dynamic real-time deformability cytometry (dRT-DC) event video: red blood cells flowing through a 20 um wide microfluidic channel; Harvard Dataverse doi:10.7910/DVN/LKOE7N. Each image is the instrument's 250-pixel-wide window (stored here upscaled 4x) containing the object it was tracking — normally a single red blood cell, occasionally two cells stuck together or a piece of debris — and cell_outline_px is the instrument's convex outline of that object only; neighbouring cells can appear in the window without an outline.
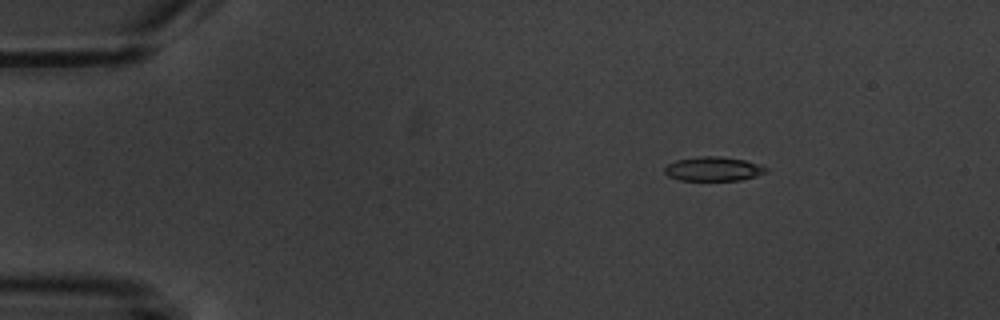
{"species": "common noctule bat (a hibernating species)", "species_latin": "Nyctalus noctula", "temperature_condition": "warm", "stored_images_in_passage": 10, "camera_frame_rate_fps": 3000, "um_per_image_px": 0.085, "animal": {"sex": "male", "body_mass_g": 20.1, "forearm_length_mm": 53.5}, "frame": {"image": 1, "passage_image": 2, "time_ms": 2.0, "image_size_px": [1000, 320], "cell_outline_px": [[768, 168], [764, 172], [756, 176], [740, 180], [680, 180], [668, 176], [664, 172], [664, 168], [668, 164], [676, 160], [700, 156], [720, 156], [744, 160]], "centroid_in_image_um": [60.58, 14.35], "position_along_channel_um": 24.4, "area_um2": 14.1}}
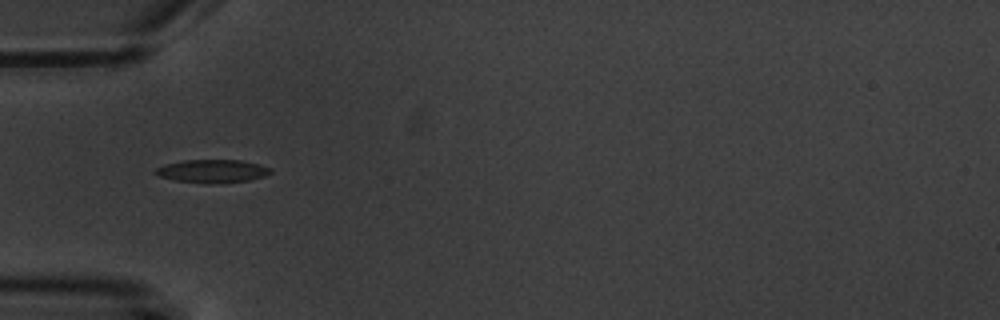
{"frame": {"image": 2, "passage_image": 5, "time_ms": 5.333, "image_size_px": [1000, 320], "cell_outline_px": [[272, 172], [264, 176], [248, 180], [208, 184], [204, 184], [172, 180], [156, 176], [152, 172], [156, 168], [168, 164], [184, 160], [240, 160], [260, 164], [272, 168]], "centroid_in_image_um": [18.02, 14.55], "position_along_channel_um": 67.0, "area_um2": 15.66}}